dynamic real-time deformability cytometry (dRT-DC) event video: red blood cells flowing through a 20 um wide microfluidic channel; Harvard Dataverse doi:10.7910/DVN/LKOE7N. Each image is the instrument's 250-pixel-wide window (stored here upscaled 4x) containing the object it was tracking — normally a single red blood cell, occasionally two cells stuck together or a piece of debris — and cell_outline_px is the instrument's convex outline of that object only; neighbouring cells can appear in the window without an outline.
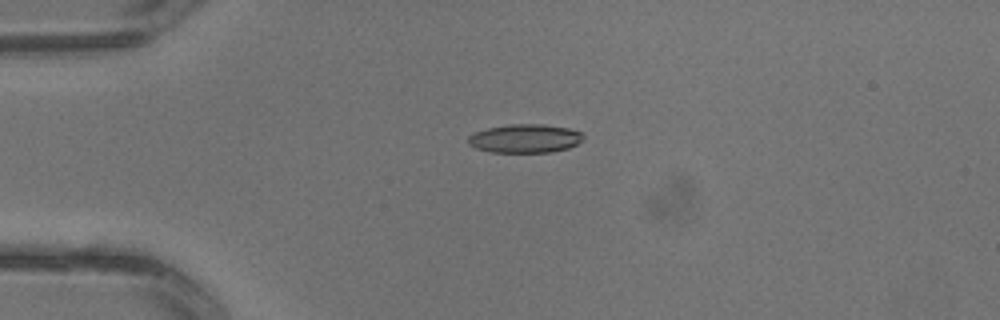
{"species": "common noctule bat (a hibernating species)", "species_latin": "Nyctalus noctula", "temperature_condition": "warm", "stored_images_in_passage": 4, "camera_frame_rate_fps": 3000, "um_per_image_px": 0.085, "animal": {"sex": "male", "body_mass_g": 13.3}, "frame": {"image": 1, "passage_image": 3, "time_ms": 0.667, "image_size_px": [1000, 320], "cell_outline_px": [[584, 140], [568, 148], [552, 152], [488, 152], [476, 148], [468, 144], [468, 136], [476, 132], [488, 128], [508, 124], [544, 124], [568, 128], [584, 132]], "centroid_in_image_um": [44.66, 11.77], "position_along_channel_um": 40.3, "area_um2": 19.36}}
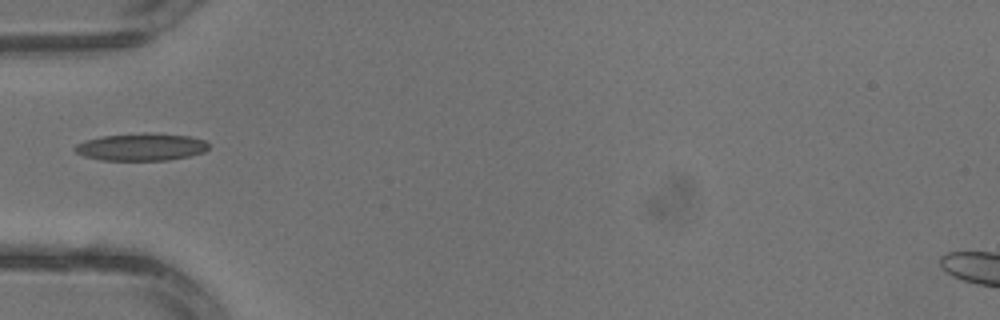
{"frame": {"image": 2, "passage_image": 4, "time_ms": 1.0, "image_size_px": [1000, 320], "cell_outline_px": [[208, 148], [204, 152], [188, 156], [168, 160], [100, 160], [84, 156], [76, 152], [72, 148], [76, 144], [84, 140], [104, 136], [144, 132], [148, 132], [188, 136], [204, 140], [208, 144]], "centroid_in_image_um": [11.97, 12.49], "position_along_channel_um": 73.0, "area_um2": 21.39}}